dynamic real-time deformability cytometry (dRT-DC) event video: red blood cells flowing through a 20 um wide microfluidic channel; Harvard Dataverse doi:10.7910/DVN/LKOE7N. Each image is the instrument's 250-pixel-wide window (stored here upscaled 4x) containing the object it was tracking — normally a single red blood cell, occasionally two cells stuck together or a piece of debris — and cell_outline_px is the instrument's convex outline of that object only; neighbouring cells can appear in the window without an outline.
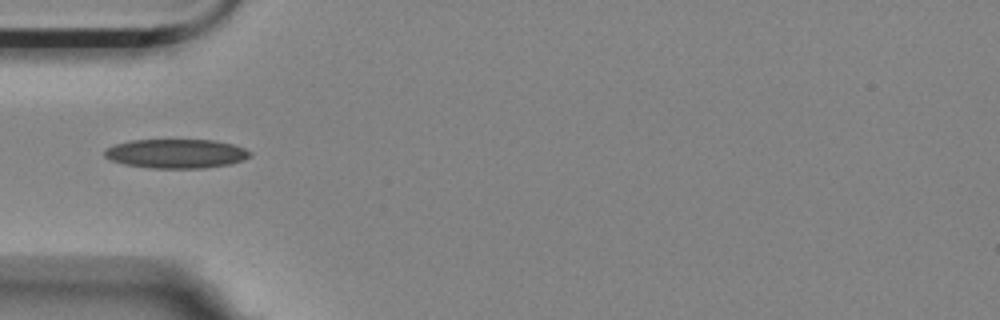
{"species": "Egyptian fruit bat (a non-hibernating species)", "species_latin": "Rousettus aegyptiacus", "temperature_condition": "room temperature", "stored_images_in_passage": 8, "camera_frame_rate_fps": 3000, "um_per_image_px": 0.085, "animal": {"sex": "female"}, "frame": {"image": 1, "passage_image": 4, "time_ms": 1.0, "image_size_px": [1000, 320], "cell_outline_px": [[252, 156], [244, 160], [228, 164], [204, 168], [152, 168], [124, 164], [112, 160], [104, 156], [104, 152], [108, 148], [116, 144], [132, 140], [216, 140], [232, 144], [244, 148], [252, 152]], "centroid_in_image_um": [15.02, 13.06], "position_along_channel_um": 70.0, "area_um2": 24.62}}
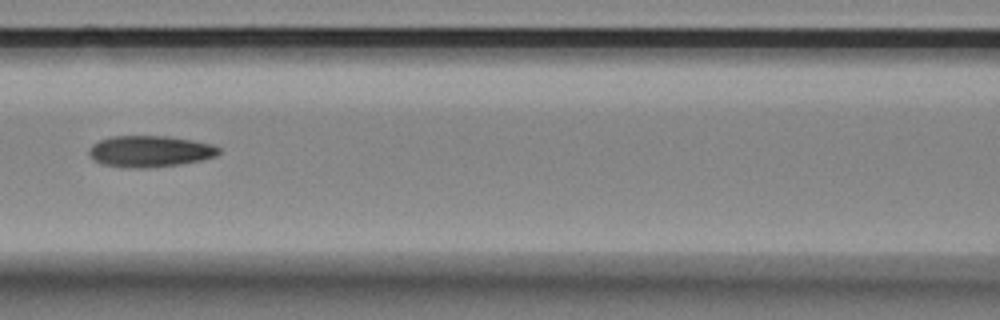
{"frame": {"image": 2, "passage_image": 6, "time_ms": 1.667, "image_size_px": [1000, 320], "cell_outline_px": [[220, 152], [216, 156], [200, 160], [180, 164], [152, 168], [120, 168], [100, 164], [92, 160], [88, 152], [88, 148], [92, 144], [100, 140], [112, 136], [168, 136], [192, 140], [212, 144], [220, 148]], "centroid_in_image_um": [12.69, 12.88], "position_along_channel_um": 153.9, "area_um2": 24.1}}
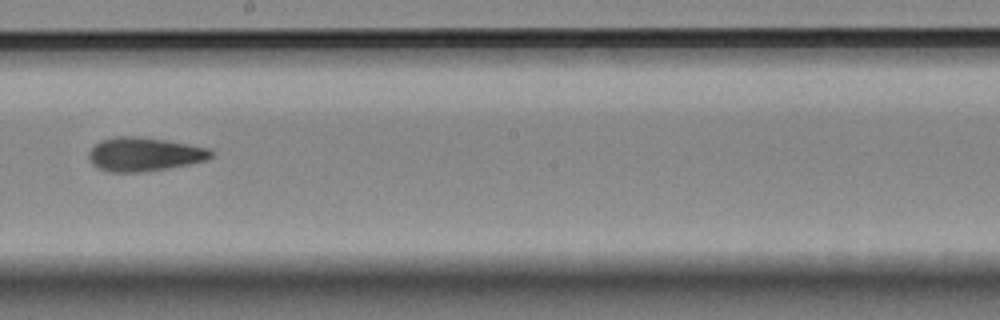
{"frame": {"image": 3, "passage_image": 8, "time_ms": 2.333, "image_size_px": [1000, 320], "cell_outline_px": [[216, 152], [212, 156], [204, 160], [188, 164], [168, 168], [144, 172], [108, 172], [96, 168], [92, 164], [88, 156], [88, 152], [100, 140], [116, 136], [136, 136], [168, 140], [212, 148]], "centroid_in_image_um": [12.27, 13.11], "position_along_channel_um": 235.9, "area_um2": 24.39}}